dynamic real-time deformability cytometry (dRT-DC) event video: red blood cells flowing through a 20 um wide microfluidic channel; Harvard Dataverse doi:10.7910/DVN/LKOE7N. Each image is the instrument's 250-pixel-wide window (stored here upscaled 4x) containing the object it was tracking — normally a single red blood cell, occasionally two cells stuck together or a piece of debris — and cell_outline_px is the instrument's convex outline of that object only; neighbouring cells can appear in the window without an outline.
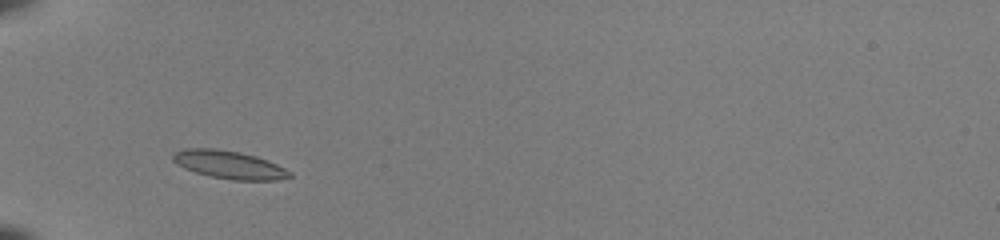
{"species": "common noctule bat (a hibernating species)", "species_latin": "Nyctalus noctula", "temperature_condition": "room temperature", "stored_images_in_passage": 33, "camera_frame_rate_fps": 3000, "um_per_image_px": 0.085, "animal": {"sex": "female", "body_mass_g": 22.0, "forearm_length_mm": 56.7}, "frame": {"image": 1, "passage_image": 1, "time_ms": 0.0, "image_size_px": [1000, 240], "cell_outline_px": [[292, 176], [276, 180], [232, 180], [208, 176], [184, 168], [176, 164], [172, 160], [172, 152], [184, 148], [216, 148], [240, 152], [256, 156], [276, 164], [292, 172]], "centroid_in_image_um": [19.43, 13.99], "position_along_channel_um": 65.6, "area_um2": 19.19}}
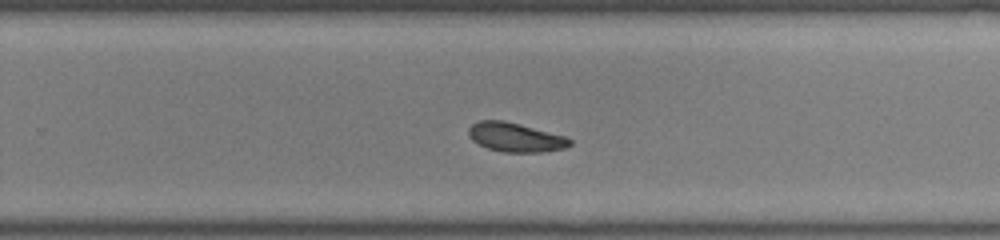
{"frame": {"image": 2, "passage_image": 18, "time_ms": 5.667, "image_size_px": [1000, 240], "cell_outline_px": [[572, 144], [564, 148], [544, 152], [504, 152], [488, 148], [472, 140], [468, 136], [468, 128], [472, 124], [480, 120], [504, 120], [568, 136], [572, 140]], "centroid_in_image_um": [43.84, 11.66], "position_along_channel_um": 286.0, "area_um2": 17.34}}
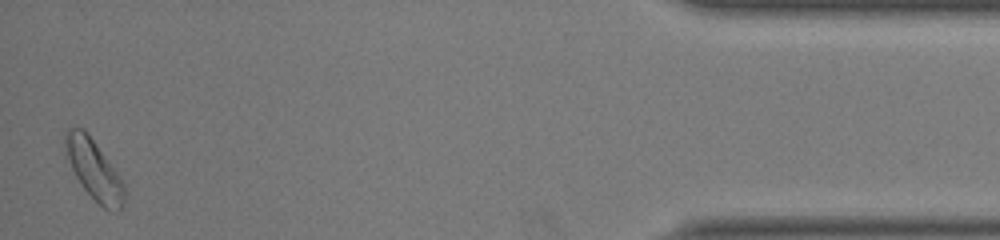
{"frame": {"image": 3, "passage_image": 33, "time_ms": 10.667, "image_size_px": [1000, 240], "cell_outline_px": [[124, 204], [116, 212], [108, 212], [84, 188], [76, 176], [64, 156], [64, 132], [68, 128], [84, 128], [124, 180]], "centroid_in_image_um": [7.98, 14.4], "position_along_channel_um": 427.2, "area_um2": 20.81}, "authors_computed_cell_mechanics": {"area_um2": 17.629, "velocity_mm_per_s": 4.0552, "shape_relaxation_time_tau1_ms": 5.1426, "shape_relaxation_time_tau2_ms": 2.726, "deformation_change_tau1": 0.1397, "deformation_change_tau2": 0.0557}}